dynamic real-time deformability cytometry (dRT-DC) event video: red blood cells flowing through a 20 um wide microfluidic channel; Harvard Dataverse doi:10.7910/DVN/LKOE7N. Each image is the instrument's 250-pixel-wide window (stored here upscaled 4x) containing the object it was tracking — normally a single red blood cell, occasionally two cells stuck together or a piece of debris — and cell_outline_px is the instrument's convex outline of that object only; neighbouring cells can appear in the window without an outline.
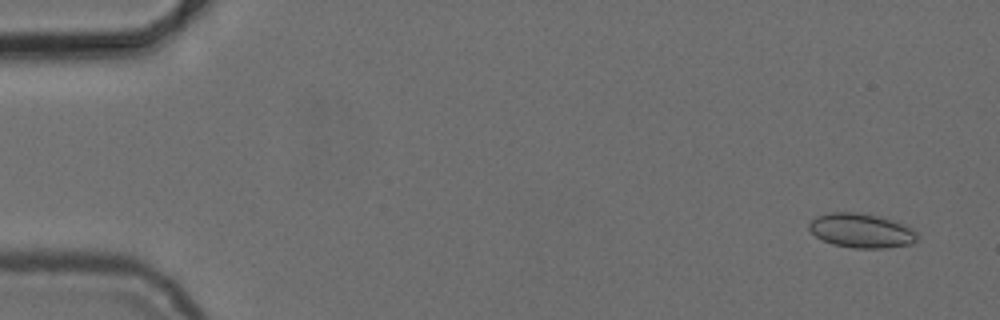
{"species": "common noctule bat (a hibernating species)", "species_latin": "Nyctalus noctula", "temperature_condition": "cold", "stored_images_in_passage": 5, "camera_frame_rate_fps": 3000, "um_per_image_px": 0.085, "animal": {"sex": "female", "body_mass_g": 24.6, "forearm_length_mm": 56.2}, "frame": {"image": 1, "passage_image": 1, "time_ms": 0.0, "image_size_px": [1000, 320], "cell_outline_px": [[920, 236], [912, 244], [884, 248], [852, 248], [832, 244], [816, 236], [808, 228], [808, 224], [816, 216], [828, 212], [852, 212], [880, 216], [904, 224], [912, 228]], "centroid_in_image_um": [73.23, 19.6], "position_along_channel_um": 11.8, "area_um2": 21.73}}
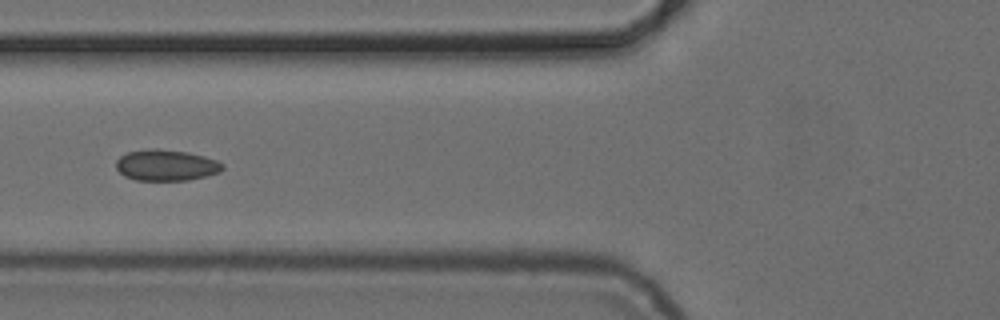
{"frame": {"image": 2, "passage_image": 5, "time_ms": 6.0, "image_size_px": [1000, 320], "cell_outline_px": [[224, 168], [220, 172], [188, 180], [136, 180], [124, 176], [116, 168], [116, 160], [120, 156], [128, 152], [144, 148], [156, 148], [188, 152], [204, 156], [216, 160], [224, 164]], "centroid_in_image_um": [14.11, 14.03], "position_along_channel_um": 111.7, "area_um2": 19.42}}